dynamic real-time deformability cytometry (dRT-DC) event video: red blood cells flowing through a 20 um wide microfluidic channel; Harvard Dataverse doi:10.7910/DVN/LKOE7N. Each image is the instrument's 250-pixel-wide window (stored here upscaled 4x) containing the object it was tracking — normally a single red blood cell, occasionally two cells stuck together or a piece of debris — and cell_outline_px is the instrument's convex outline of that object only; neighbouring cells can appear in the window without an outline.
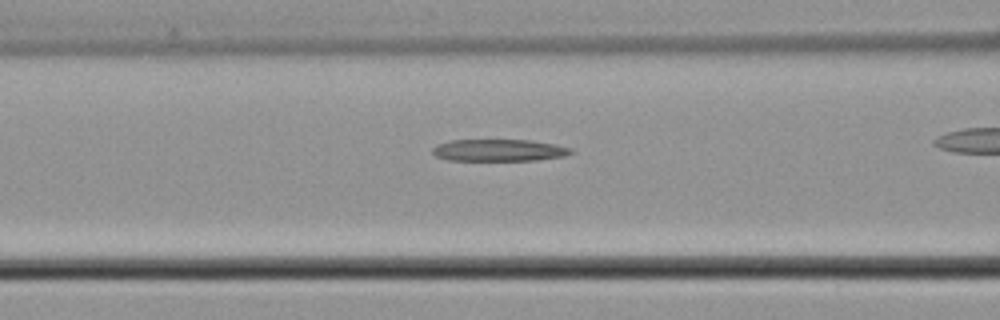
{"species": "common noctule bat (a hibernating species)", "species_latin": "Nyctalus noctula", "temperature_condition": "cold", "stored_images_in_passage": 34, "camera_frame_rate_fps": 3000, "um_per_image_px": 0.085, "animal": {"sex": "male", "body_mass_g": 21.5, "forearm_length_mm": 52.0}, "frame": {"image": 1, "passage_image": 14, "time_ms": 4.333, "image_size_px": [1000, 320], "cell_outline_px": [[572, 152], [564, 156], [536, 160], [448, 160], [436, 156], [432, 152], [432, 148], [436, 144], [448, 140], [532, 140], [556, 144], [572, 148]], "centroid_in_image_um": [42.39, 12.76], "position_along_channel_um": 124.2, "area_um2": 17.74}}
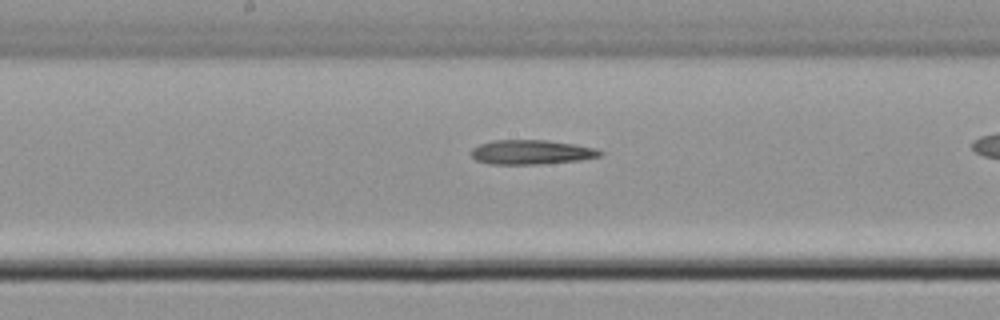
{"frame": {"image": 2, "passage_image": 20, "time_ms": 6.333, "image_size_px": [1000, 320], "cell_outline_px": [[604, 152], [600, 156], [580, 160], [544, 164], [488, 164], [476, 160], [468, 152], [472, 148], [480, 144], [492, 140], [548, 140], [576, 144], [596, 148]], "centroid_in_image_um": [45.15, 12.93], "position_along_channel_um": 203.0, "area_um2": 18.61}}
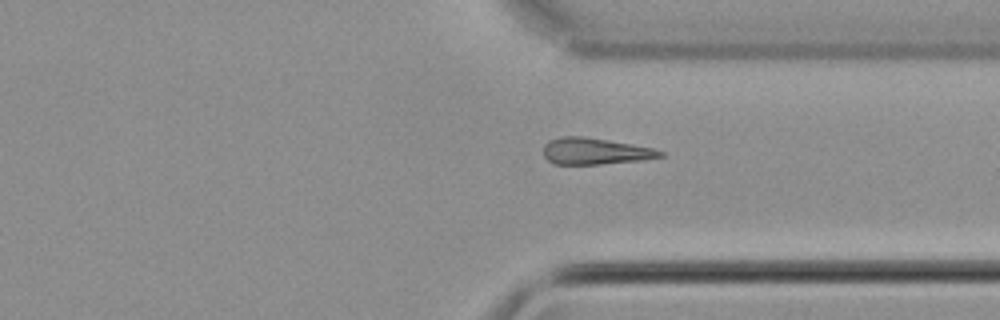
{"frame": {"image": 3, "passage_image": 32, "time_ms": 10.333, "image_size_px": [1000, 320], "cell_outline_px": [[664, 156], [640, 160], [600, 164], [552, 164], [544, 156], [544, 144], [548, 140], [564, 136], [584, 136], [632, 144], [652, 148], [664, 152]], "centroid_in_image_um": [50.55, 12.85], "position_along_channel_um": 360.9, "area_um2": 17.98}}